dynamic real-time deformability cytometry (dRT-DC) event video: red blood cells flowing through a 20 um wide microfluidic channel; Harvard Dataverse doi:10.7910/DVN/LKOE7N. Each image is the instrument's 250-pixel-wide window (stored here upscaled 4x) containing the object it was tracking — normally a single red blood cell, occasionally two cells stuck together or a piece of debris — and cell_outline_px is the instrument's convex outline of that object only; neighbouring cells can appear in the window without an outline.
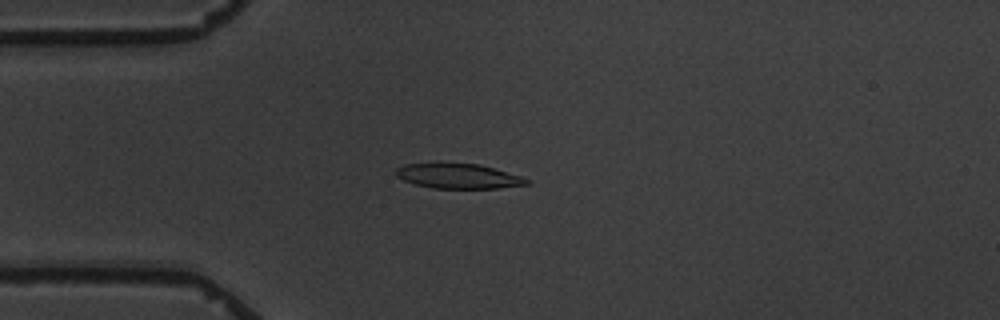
{"species": "common noctule bat (a hibernating species)", "species_latin": "Nyctalus noctula", "temperature_condition": "warm", "stored_images_in_passage": 6, "camera_frame_rate_fps": 3000, "um_per_image_px": 0.085, "animal": {"sex": "male", "body_mass_g": 19.5, "forearm_length_mm": 54.6}, "frame": {"image": 1, "passage_image": 5, "time_ms": 4.667, "image_size_px": [1000, 320], "cell_outline_px": [[532, 180], [528, 184], [496, 188], [432, 188], [416, 184], [404, 180], [396, 176], [396, 168], [404, 164], [480, 164], [524, 176]], "centroid_in_image_um": [39.03, 14.97], "position_along_channel_um": 46.0, "area_um2": 18.79}}